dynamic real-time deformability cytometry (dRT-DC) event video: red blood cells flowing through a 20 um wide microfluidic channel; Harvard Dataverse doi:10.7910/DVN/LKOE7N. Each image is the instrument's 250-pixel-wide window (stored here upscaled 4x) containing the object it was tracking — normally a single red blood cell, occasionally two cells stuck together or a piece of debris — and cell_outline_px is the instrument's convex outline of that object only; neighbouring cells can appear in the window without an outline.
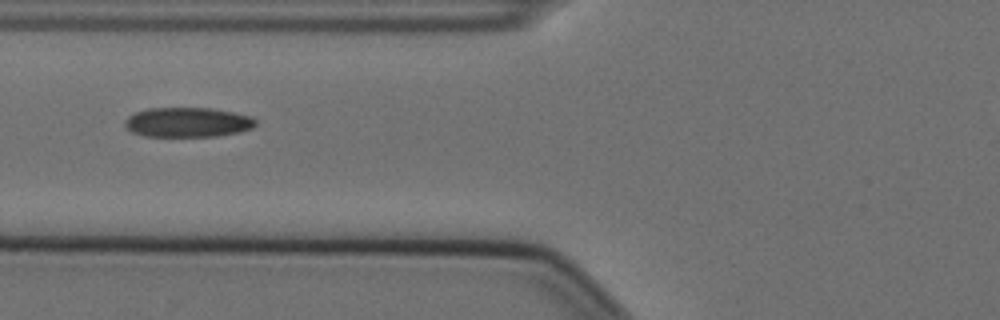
{"species": "Egyptian fruit bat (a non-hibernating species)", "species_latin": "Rousettus aegyptiacus", "temperature_condition": "cold", "stored_images_in_passage": 6, "camera_frame_rate_fps": 3000, "um_per_image_px": 0.085, "animal": {"sex": "female"}, "frame": {"image": 1, "passage_image": 3, "time_ms": 0.667, "image_size_px": [1000, 320], "cell_outline_px": [[256, 124], [252, 128], [240, 132], [216, 136], [144, 136], [132, 132], [124, 128], [124, 120], [128, 116], [136, 112], [148, 108], [212, 108], [252, 116], [256, 120]], "centroid_in_image_um": [15.93, 10.39], "position_along_channel_um": 109.9, "area_um2": 22.77}}
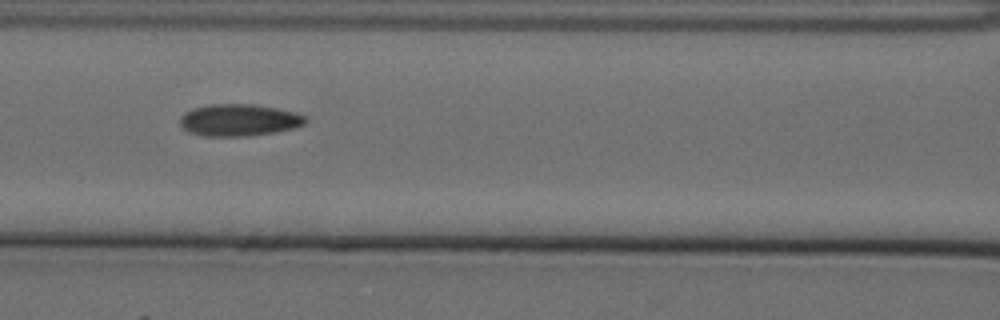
{"frame": {"image": 2, "passage_image": 4, "time_ms": 1.0, "image_size_px": [1000, 320], "cell_outline_px": [[308, 120], [304, 124], [292, 128], [276, 132], [248, 136], [204, 136], [188, 132], [180, 124], [180, 116], [184, 112], [192, 108], [208, 104], [252, 104], [276, 108], [296, 112], [308, 116]], "centroid_in_image_um": [20.31, 10.2], "position_along_channel_um": 146.3, "area_um2": 23.58}}
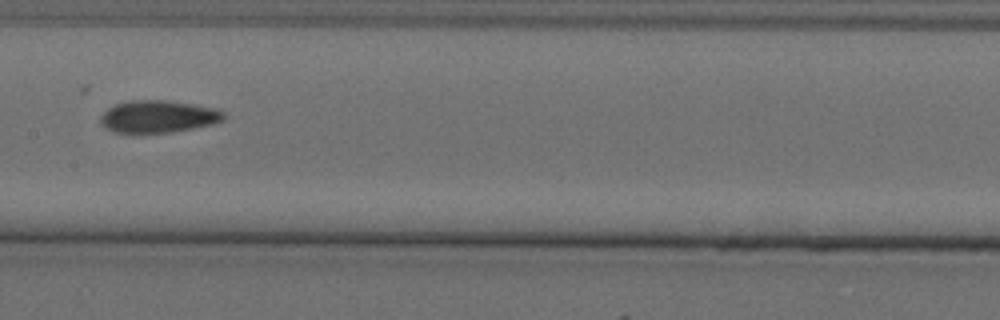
{"frame": {"image": 3, "passage_image": 5, "time_ms": 1.333, "image_size_px": [1000, 320], "cell_outline_px": [[224, 120], [212, 124], [172, 132], [112, 132], [100, 124], [100, 116], [108, 108], [116, 104], [128, 100], [164, 100], [192, 104], [216, 108], [224, 112]], "centroid_in_image_um": [13.43, 9.9], "position_along_channel_um": 194.0, "area_um2": 23.06}}